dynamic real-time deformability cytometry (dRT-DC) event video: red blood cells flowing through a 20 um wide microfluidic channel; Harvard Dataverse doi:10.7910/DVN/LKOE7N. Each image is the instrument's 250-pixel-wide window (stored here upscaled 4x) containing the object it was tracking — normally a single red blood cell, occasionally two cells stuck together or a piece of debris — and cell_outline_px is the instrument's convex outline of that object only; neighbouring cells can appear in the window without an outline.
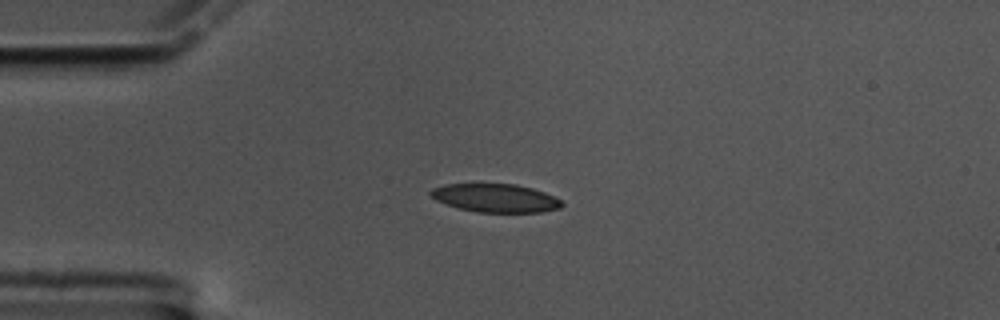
{"species": "common noctule bat (a hibernating species)", "species_latin": "Nyctalus noctula", "temperature_condition": "cold", "stored_images_in_passage": 46, "camera_frame_rate_fps": 3000, "um_per_image_px": 0.085, "animal": {"sex": "male", "body_mass_g": 17.5, "forearm_length_mm": 52.3}, "frame": {"image": 1, "passage_image": 1, "time_ms": 0.0, "image_size_px": [1000, 320], "cell_outline_px": [[564, 204], [560, 208], [544, 212], [476, 212], [444, 204], [436, 200], [428, 192], [432, 188], [444, 184], [516, 184], [532, 188], [544, 192], [560, 200]], "centroid_in_image_um": [42.1, 16.83], "position_along_channel_um": 42.9, "area_um2": 21.68}}
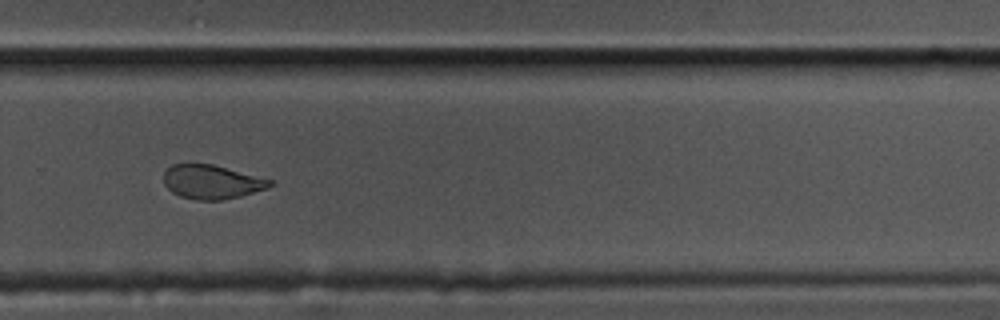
{"frame": {"image": 2, "passage_image": 27, "time_ms": 8.667, "image_size_px": [1000, 320], "cell_outline_px": [[272, 184], [268, 188], [240, 196], [224, 200], [196, 200], [180, 196], [172, 192], [164, 184], [164, 172], [172, 164], [212, 164], [272, 180]], "centroid_in_image_um": [17.98, 15.47], "position_along_channel_um": 311.8, "area_um2": 20.87}}
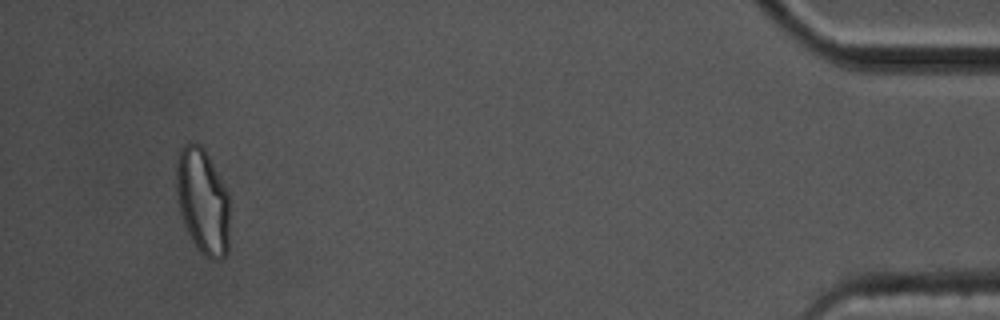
{"frame": {"image": 3, "passage_image": 43, "time_ms": 14.0, "image_size_px": [1000, 320], "cell_outline_px": [[228, 248], [224, 256], [216, 260], [212, 260], [204, 256], [196, 248], [184, 224], [180, 212], [176, 192], [176, 160], [180, 148], [188, 140], [192, 140], [200, 144], [204, 148], [228, 192]], "centroid_in_image_um": [17.2, 17.06], "position_along_channel_um": 418.0, "area_um2": 33.06}, "authors_computed_cell_mechanics": {"area_um2": 22.6865, "velocity_mm_per_s": 3.3511, "shape_relaxation_time_tau1_ms": 8.3651, "shape_relaxation_time_tau2_ms": 2.7625, "deformation_change_tau1": 0.1798, "deformation_change_tau2": 0.0782}}